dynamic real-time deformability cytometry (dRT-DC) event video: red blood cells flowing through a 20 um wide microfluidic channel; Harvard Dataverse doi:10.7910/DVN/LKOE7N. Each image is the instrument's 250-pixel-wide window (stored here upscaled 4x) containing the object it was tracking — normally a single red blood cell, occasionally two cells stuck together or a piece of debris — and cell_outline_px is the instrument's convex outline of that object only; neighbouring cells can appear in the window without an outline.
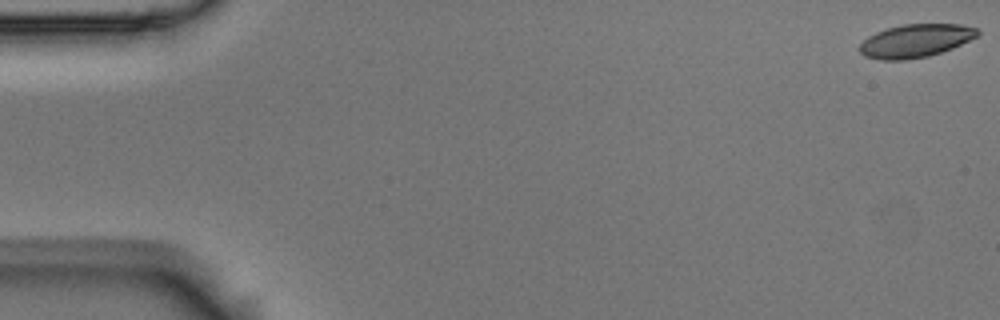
{"species": "Egyptian fruit bat (a non-hibernating species)", "species_latin": "Rousettus aegyptiacus", "temperature_condition": "room temperature", "stored_images_in_passage": 56, "camera_frame_rate_fps": 3000, "um_per_image_px": 0.085, "animal": {"sex": "male"}, "frame": {"image": 1, "passage_image": 1, "time_ms": 0.0, "image_size_px": [1000, 320], "cell_outline_px": [[980, 32], [976, 36], [952, 48], [928, 56], [908, 60], [884, 60], [864, 56], [860, 52], [860, 44], [868, 36], [876, 32], [888, 28], [904, 24], [960, 24], [976, 28]], "centroid_in_image_um": [77.8, 3.47], "position_along_channel_um": 7.2, "area_um2": 22.54}}
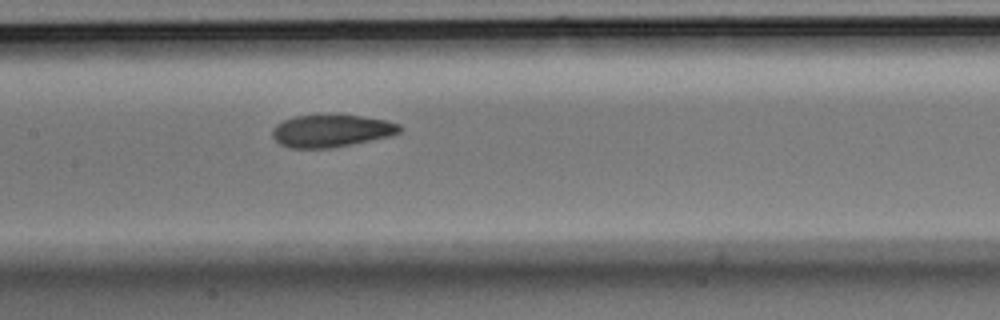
{"frame": {"image": 2, "passage_image": 27, "time_ms": 8.667, "image_size_px": [1000, 320], "cell_outline_px": [[404, 128], [400, 132], [392, 136], [332, 148], [288, 148], [280, 144], [272, 136], [272, 128], [276, 124], [284, 120], [296, 116], [360, 116], [388, 120], [400, 124]], "centroid_in_image_um": [28.2, 11.14], "position_along_channel_um": 179.2, "area_um2": 23.99}}
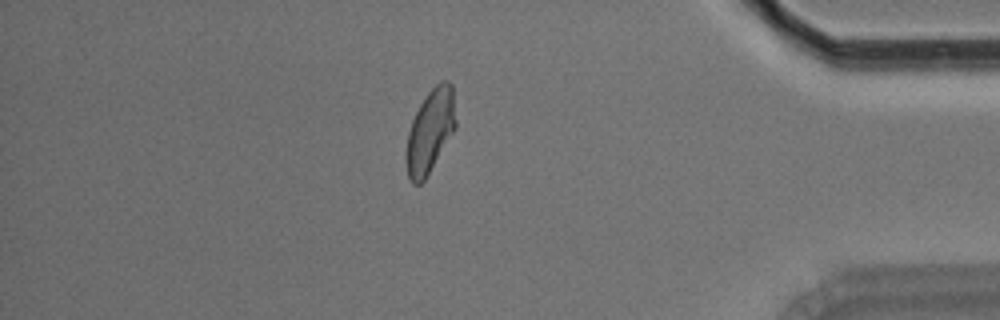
{"frame": {"image": 3, "passage_image": 48, "time_ms": 15.667, "image_size_px": [1000, 320], "cell_outline_px": [[456, 128], [424, 180], [420, 184], [412, 184], [408, 176], [404, 160], [404, 156], [408, 132], [412, 120], [420, 104], [428, 92], [440, 80], [448, 80], [452, 84], [456, 120]], "centroid_in_image_um": [36.55, 11.14], "position_along_channel_um": 398.7, "area_um2": 24.22}, "authors_computed_cell_mechanics": {"area_um2": 24.1315, "velocity_mm_per_s": 3.6365, "shape_relaxation_time_tau1_ms": 6.8715, "shape_relaxation_time_tau2_ms": 2.059, "deformation_change_tau1": 0.1589, "deformation_change_tau2": 0.0723}}